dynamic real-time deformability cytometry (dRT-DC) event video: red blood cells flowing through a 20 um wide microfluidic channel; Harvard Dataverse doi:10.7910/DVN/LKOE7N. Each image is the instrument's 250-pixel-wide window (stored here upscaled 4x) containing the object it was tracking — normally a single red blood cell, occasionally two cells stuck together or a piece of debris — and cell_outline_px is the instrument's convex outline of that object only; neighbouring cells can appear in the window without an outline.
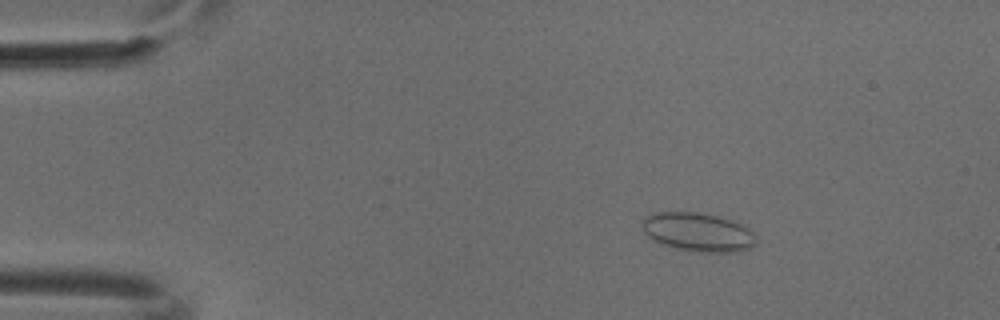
{"species": "common noctule bat (a hibernating species)", "species_latin": "Nyctalus noctula", "temperature_condition": "cold", "stored_images_in_passage": 52, "camera_frame_rate_fps": 3000, "um_per_image_px": 0.085, "animal": {"sex": "male", "body_mass_g": 18.8}, "frame": {"image": 1, "passage_image": 9, "time_ms": 2.667, "image_size_px": [1000, 320], "cell_outline_px": [[756, 244], [752, 248], [740, 252], [692, 252], [672, 248], [660, 244], [652, 240], [644, 232], [644, 216], [656, 212], [696, 212], [716, 216], [748, 224], [756, 236]], "centroid_in_image_um": [59.4, 19.75], "position_along_channel_um": 25.6, "area_um2": 26.36}}
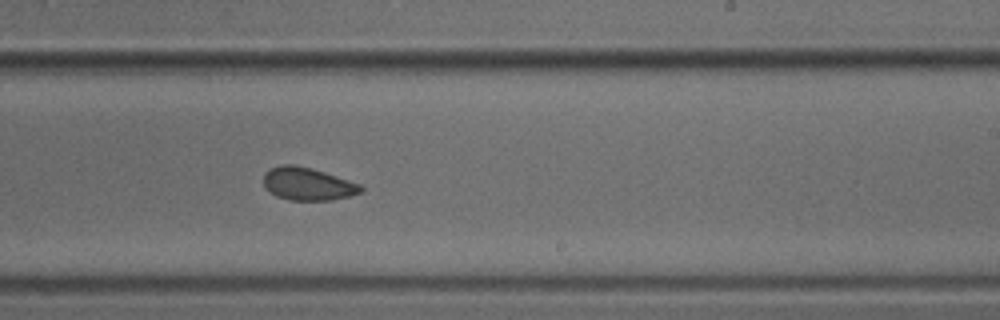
{"frame": {"image": 2, "passage_image": 32, "time_ms": 10.333, "image_size_px": [1000, 320], "cell_outline_px": [[364, 188], [360, 192], [352, 196], [332, 200], [288, 200], [276, 196], [264, 188], [264, 172], [272, 168], [284, 164], [292, 164], [312, 168], [360, 184]], "centroid_in_image_um": [26.14, 15.64], "position_along_channel_um": 262.9, "area_um2": 18.61}}
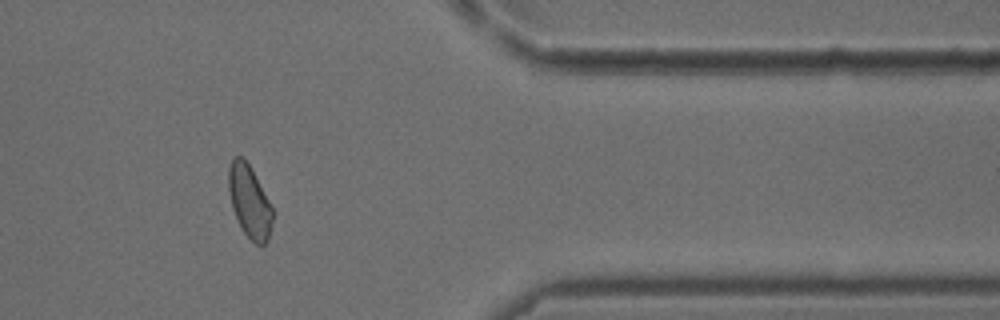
{"frame": {"image": 3, "passage_image": 43, "time_ms": 14.0, "image_size_px": [1000, 320], "cell_outline_px": [[272, 220], [268, 240], [264, 244], [256, 244], [244, 232], [232, 208], [228, 188], [228, 168], [232, 160], [236, 156], [244, 156], [252, 168], [272, 208]], "centroid_in_image_um": [21.19, 17.07], "position_along_channel_um": 390.2, "area_um2": 18.32}}